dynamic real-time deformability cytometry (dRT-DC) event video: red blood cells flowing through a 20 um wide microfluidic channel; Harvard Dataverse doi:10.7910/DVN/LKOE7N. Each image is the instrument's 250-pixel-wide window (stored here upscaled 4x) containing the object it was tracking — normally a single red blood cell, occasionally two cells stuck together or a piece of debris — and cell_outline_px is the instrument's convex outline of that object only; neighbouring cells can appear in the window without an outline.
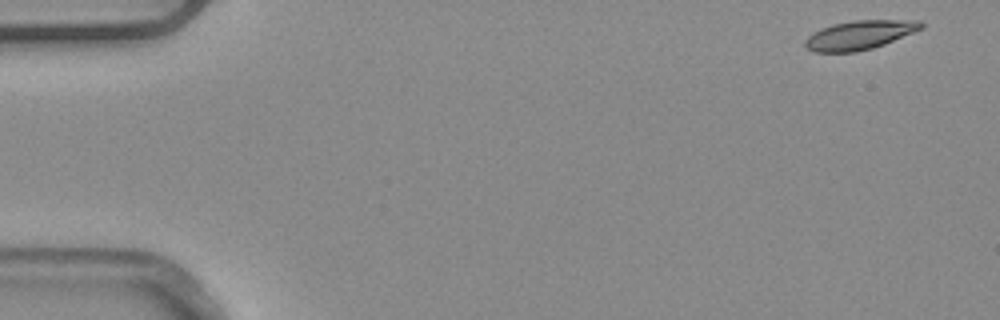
{"species": "common noctule bat (a hibernating species)", "species_latin": "Nyctalus noctula", "temperature_condition": "warm", "stored_images_in_passage": 5, "camera_frame_rate_fps": 3000, "um_per_image_px": 0.085, "animal": {"sex": "male", "body_mass_g": 20.4}, "frame": {"image": 1, "passage_image": 1, "time_ms": 0.0, "image_size_px": [1000, 320], "cell_outline_px": [[924, 28], [884, 44], [872, 48], [856, 52], [812, 52], [804, 44], [804, 40], [808, 36], [820, 28], [832, 24], [856, 20], [920, 20], [924, 24]], "centroid_in_image_um": [73.06, 2.97], "position_along_channel_um": 11.9, "area_um2": 19.65}}
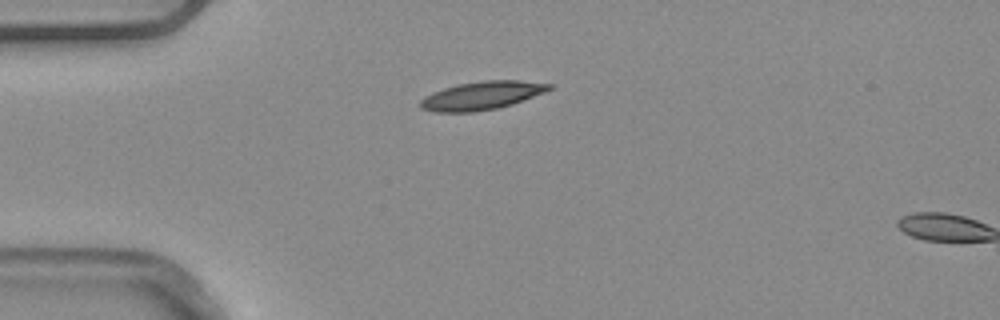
{"frame": {"image": 2, "passage_image": 4, "time_ms": 1.0, "image_size_px": [1000, 320], "cell_outline_px": [[552, 88], [544, 92], [512, 104], [496, 108], [472, 112], [436, 112], [420, 108], [420, 100], [424, 96], [432, 92], [444, 88], [460, 84], [484, 80], [520, 80], [552, 84]], "centroid_in_image_um": [40.93, 8.12], "position_along_channel_um": 44.1, "area_um2": 21.04}}